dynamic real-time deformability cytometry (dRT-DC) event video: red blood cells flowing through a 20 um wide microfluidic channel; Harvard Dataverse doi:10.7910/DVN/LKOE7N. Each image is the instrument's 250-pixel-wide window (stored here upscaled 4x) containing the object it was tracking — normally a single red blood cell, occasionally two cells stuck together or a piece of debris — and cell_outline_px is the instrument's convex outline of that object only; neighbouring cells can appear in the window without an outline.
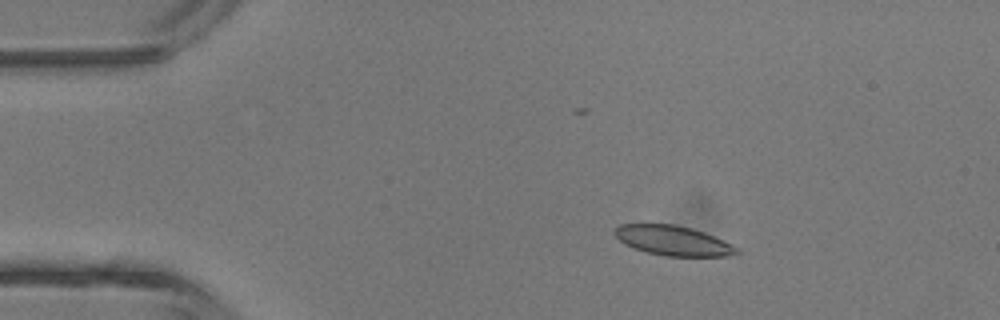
{"species": "common noctule bat (a hibernating species)", "species_latin": "Nyctalus noctula", "temperature_condition": "room temperature", "stored_images_in_passage": 5, "camera_frame_rate_fps": 3000, "um_per_image_px": 0.085, "animal": {"sex": "male", "body_mass_g": 13.3}, "frame": {"image": 1, "passage_image": 2, "time_ms": 2.333, "image_size_px": [1000, 320], "cell_outline_px": [[740, 252], [728, 256], [664, 256], [648, 252], [624, 244], [612, 232], [620, 224], [672, 224], [692, 228], [704, 232], [732, 244], [740, 248]], "centroid_in_image_um": [57.23, 20.45], "position_along_channel_um": 27.8, "area_um2": 21.1}}
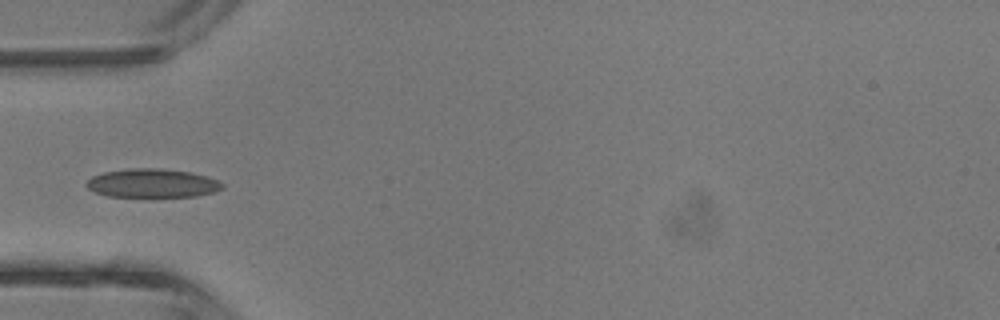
{"frame": {"image": 2, "passage_image": 4, "time_ms": 4.667, "image_size_px": [1000, 320], "cell_outline_px": [[224, 188], [216, 192], [196, 196], [108, 196], [96, 192], [88, 188], [84, 184], [92, 176], [104, 172], [128, 168], [164, 168], [192, 172], [208, 176], [224, 184]], "centroid_in_image_um": [12.98, 15.56], "position_along_channel_um": 72.0, "area_um2": 22.83}}
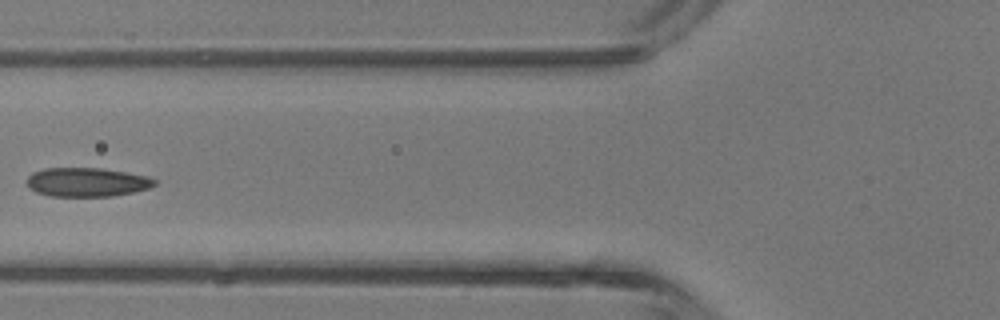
{"frame": {"image": 3, "passage_image": 5, "time_ms": 5.667, "image_size_px": [1000, 320], "cell_outline_px": [[156, 184], [148, 188], [132, 192], [112, 196], [48, 196], [36, 192], [28, 188], [28, 176], [32, 172], [44, 168], [100, 168], [148, 176], [156, 180]], "centroid_in_image_um": [7.35, 15.48], "position_along_channel_um": 118.4, "area_um2": 21.5}}